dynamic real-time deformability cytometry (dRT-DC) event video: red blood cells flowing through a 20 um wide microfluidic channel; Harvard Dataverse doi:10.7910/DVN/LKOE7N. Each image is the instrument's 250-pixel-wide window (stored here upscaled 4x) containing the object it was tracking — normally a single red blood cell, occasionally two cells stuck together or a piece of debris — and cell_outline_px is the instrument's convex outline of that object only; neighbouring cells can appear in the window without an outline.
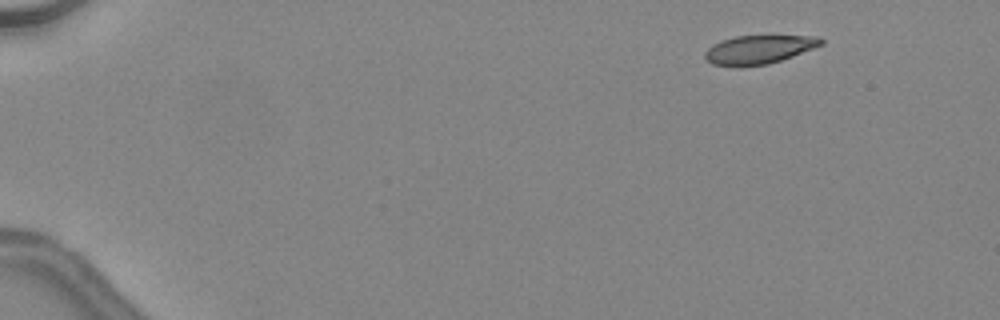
{"species": "common noctule bat (a hibernating species)", "species_latin": "Nyctalus noctula", "temperature_condition": "warm", "stored_images_in_passage": 42, "camera_frame_rate_fps": 3000, "um_per_image_px": 0.085, "animal": {"sex": "female", "body_mass_g": 24.6, "forearm_length_mm": 56.2}, "frame": {"image": 1, "passage_image": 1, "time_ms": 0.0, "image_size_px": [1000, 320], "cell_outline_px": [[824, 44], [792, 56], [768, 64], [712, 64], [704, 56], [704, 52], [712, 44], [720, 40], [736, 36], [820, 36], [824, 40]], "centroid_in_image_um": [64.54, 4.16], "position_along_channel_um": 20.5, "area_um2": 18.79}}
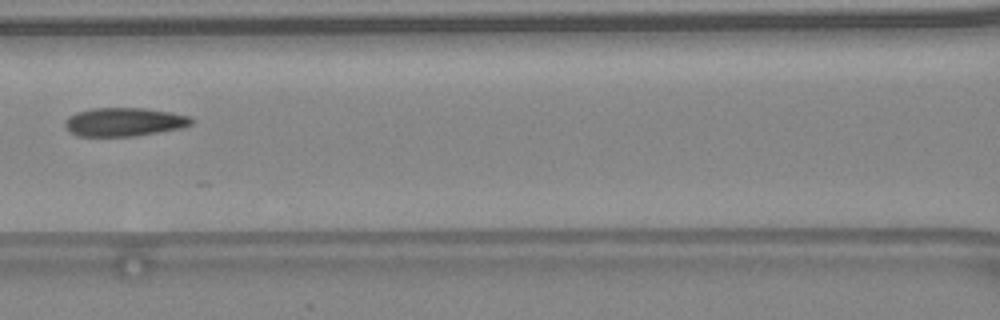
{"frame": {"image": 2, "passage_image": 19, "time_ms": 6.0, "image_size_px": [1000, 320], "cell_outline_px": [[192, 124], [184, 128], [136, 136], [76, 136], [64, 124], [64, 120], [68, 116], [76, 112], [92, 108], [144, 108], [168, 112], [188, 116], [192, 120]], "centroid_in_image_um": [10.54, 10.37], "position_along_channel_um": 156.1, "area_um2": 21.04}, "authors_computed_cell_mechanics": {"area_um2": 21.097, "velocity_mm_per_s": 4.5221, "shape_relaxation_time_tau1_ms": 11.2163, "shape_relaxation_time_tau2_ms": 1.8823, "deformation_change_tau1": 0.2719, "deformation_change_tau2": 0.0737}}